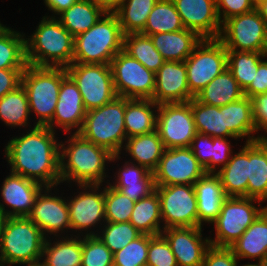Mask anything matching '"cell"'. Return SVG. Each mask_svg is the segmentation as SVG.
I'll return each instance as SVG.
<instances>
[{"mask_svg":"<svg viewBox=\"0 0 267 266\" xmlns=\"http://www.w3.org/2000/svg\"><path fill=\"white\" fill-rule=\"evenodd\" d=\"M54 131L47 126H36L28 134L12 139L6 146L8 162L12 173L34 180L46 191L61 182L60 148L56 144Z\"/></svg>","mask_w":267,"mask_h":266,"instance_id":"1","label":"cell"},{"mask_svg":"<svg viewBox=\"0 0 267 266\" xmlns=\"http://www.w3.org/2000/svg\"><path fill=\"white\" fill-rule=\"evenodd\" d=\"M69 141L68 148L63 147L60 154L61 181L74 179L82 188L98 189L105 177V161H112L118 155L90 142L80 133L75 132ZM67 156L68 162L65 164L63 160Z\"/></svg>","mask_w":267,"mask_h":266,"instance_id":"2","label":"cell"},{"mask_svg":"<svg viewBox=\"0 0 267 266\" xmlns=\"http://www.w3.org/2000/svg\"><path fill=\"white\" fill-rule=\"evenodd\" d=\"M44 235L28 217H5L0 236V266L39 264L46 240Z\"/></svg>","mask_w":267,"mask_h":266,"instance_id":"3","label":"cell"},{"mask_svg":"<svg viewBox=\"0 0 267 266\" xmlns=\"http://www.w3.org/2000/svg\"><path fill=\"white\" fill-rule=\"evenodd\" d=\"M88 31L74 38L73 63L110 64L123 50L124 34L114 12H106Z\"/></svg>","mask_w":267,"mask_h":266,"instance_id":"4","label":"cell"},{"mask_svg":"<svg viewBox=\"0 0 267 266\" xmlns=\"http://www.w3.org/2000/svg\"><path fill=\"white\" fill-rule=\"evenodd\" d=\"M50 19L44 17L30 38L31 41L26 40V61L33 66L66 68L73 63L74 37L59 20ZM49 57L52 59L51 64Z\"/></svg>","mask_w":267,"mask_h":266,"instance_id":"5","label":"cell"},{"mask_svg":"<svg viewBox=\"0 0 267 266\" xmlns=\"http://www.w3.org/2000/svg\"><path fill=\"white\" fill-rule=\"evenodd\" d=\"M65 67L33 66L27 64L22 74L30 112L39 115L36 126H47L54 116L60 85L67 76Z\"/></svg>","mask_w":267,"mask_h":266,"instance_id":"6","label":"cell"},{"mask_svg":"<svg viewBox=\"0 0 267 266\" xmlns=\"http://www.w3.org/2000/svg\"><path fill=\"white\" fill-rule=\"evenodd\" d=\"M124 115L125 98L117 96L108 104L87 111L79 133L113 155H119L123 140L127 138Z\"/></svg>","mask_w":267,"mask_h":266,"instance_id":"7","label":"cell"},{"mask_svg":"<svg viewBox=\"0 0 267 266\" xmlns=\"http://www.w3.org/2000/svg\"><path fill=\"white\" fill-rule=\"evenodd\" d=\"M258 200L249 197L227 196L222 203L221 211L214 221L216 239L210 240V245L230 247L236 242L245 230L267 208H256L252 201Z\"/></svg>","mask_w":267,"mask_h":266,"instance_id":"8","label":"cell"},{"mask_svg":"<svg viewBox=\"0 0 267 266\" xmlns=\"http://www.w3.org/2000/svg\"><path fill=\"white\" fill-rule=\"evenodd\" d=\"M66 70L77 84L86 111L108 104L117 97L110 64L72 63Z\"/></svg>","mask_w":267,"mask_h":266,"instance_id":"9","label":"cell"},{"mask_svg":"<svg viewBox=\"0 0 267 266\" xmlns=\"http://www.w3.org/2000/svg\"><path fill=\"white\" fill-rule=\"evenodd\" d=\"M184 62L189 90L195 97L227 68V50L219 39H202Z\"/></svg>","mask_w":267,"mask_h":266,"instance_id":"10","label":"cell"},{"mask_svg":"<svg viewBox=\"0 0 267 266\" xmlns=\"http://www.w3.org/2000/svg\"><path fill=\"white\" fill-rule=\"evenodd\" d=\"M113 84L117 96L128 99H152L155 73L123 50L111 60Z\"/></svg>","mask_w":267,"mask_h":266,"instance_id":"11","label":"cell"},{"mask_svg":"<svg viewBox=\"0 0 267 266\" xmlns=\"http://www.w3.org/2000/svg\"><path fill=\"white\" fill-rule=\"evenodd\" d=\"M221 31L226 50L267 53V26L256 9L229 18Z\"/></svg>","mask_w":267,"mask_h":266,"instance_id":"12","label":"cell"},{"mask_svg":"<svg viewBox=\"0 0 267 266\" xmlns=\"http://www.w3.org/2000/svg\"><path fill=\"white\" fill-rule=\"evenodd\" d=\"M156 130L165 149L187 148L197 134L191 100L182 103H164L157 106Z\"/></svg>","mask_w":267,"mask_h":266,"instance_id":"13","label":"cell"},{"mask_svg":"<svg viewBox=\"0 0 267 266\" xmlns=\"http://www.w3.org/2000/svg\"><path fill=\"white\" fill-rule=\"evenodd\" d=\"M164 229L198 227L197 198L193 185L156 186Z\"/></svg>","mask_w":267,"mask_h":266,"instance_id":"14","label":"cell"},{"mask_svg":"<svg viewBox=\"0 0 267 266\" xmlns=\"http://www.w3.org/2000/svg\"><path fill=\"white\" fill-rule=\"evenodd\" d=\"M205 174L204 167L189 147L165 149L153 171L155 186L193 185Z\"/></svg>","mask_w":267,"mask_h":266,"instance_id":"15","label":"cell"},{"mask_svg":"<svg viewBox=\"0 0 267 266\" xmlns=\"http://www.w3.org/2000/svg\"><path fill=\"white\" fill-rule=\"evenodd\" d=\"M185 29L196 32L202 39H218L221 21L215 0H172Z\"/></svg>","mask_w":267,"mask_h":266,"instance_id":"16","label":"cell"},{"mask_svg":"<svg viewBox=\"0 0 267 266\" xmlns=\"http://www.w3.org/2000/svg\"><path fill=\"white\" fill-rule=\"evenodd\" d=\"M193 98L187 82L185 62L165 61L155 73V90L152 100L160 105L189 102Z\"/></svg>","mask_w":267,"mask_h":266,"instance_id":"17","label":"cell"},{"mask_svg":"<svg viewBox=\"0 0 267 266\" xmlns=\"http://www.w3.org/2000/svg\"><path fill=\"white\" fill-rule=\"evenodd\" d=\"M201 227H179L164 229L165 239L175 255L178 266H202L210 241L201 238ZM205 243V244H204Z\"/></svg>","mask_w":267,"mask_h":266,"instance_id":"18","label":"cell"},{"mask_svg":"<svg viewBox=\"0 0 267 266\" xmlns=\"http://www.w3.org/2000/svg\"><path fill=\"white\" fill-rule=\"evenodd\" d=\"M86 112L77 84L67 75L61 82L54 116L47 127L54 131L53 122L56 119V124L62 126L66 132L72 127L80 126L76 131L79 133L83 127Z\"/></svg>","mask_w":267,"mask_h":266,"instance_id":"19","label":"cell"},{"mask_svg":"<svg viewBox=\"0 0 267 266\" xmlns=\"http://www.w3.org/2000/svg\"><path fill=\"white\" fill-rule=\"evenodd\" d=\"M41 187V183L11 172V176L4 180L2 197L13 208V212L3 211L4 216L28 217Z\"/></svg>","mask_w":267,"mask_h":266,"instance_id":"20","label":"cell"},{"mask_svg":"<svg viewBox=\"0 0 267 266\" xmlns=\"http://www.w3.org/2000/svg\"><path fill=\"white\" fill-rule=\"evenodd\" d=\"M40 193L28 218L42 231L53 234L62 228H71L68 204L60 197Z\"/></svg>","mask_w":267,"mask_h":266,"instance_id":"21","label":"cell"},{"mask_svg":"<svg viewBox=\"0 0 267 266\" xmlns=\"http://www.w3.org/2000/svg\"><path fill=\"white\" fill-rule=\"evenodd\" d=\"M248 142L247 197L267 199V137H251Z\"/></svg>","mask_w":267,"mask_h":266,"instance_id":"22","label":"cell"},{"mask_svg":"<svg viewBox=\"0 0 267 266\" xmlns=\"http://www.w3.org/2000/svg\"><path fill=\"white\" fill-rule=\"evenodd\" d=\"M193 186L197 198L198 227H201L202 221L213 223L227 197L219 177L216 174L206 173Z\"/></svg>","mask_w":267,"mask_h":266,"instance_id":"23","label":"cell"},{"mask_svg":"<svg viewBox=\"0 0 267 266\" xmlns=\"http://www.w3.org/2000/svg\"><path fill=\"white\" fill-rule=\"evenodd\" d=\"M149 36L165 61H185L202 40L196 32L189 29Z\"/></svg>","mask_w":267,"mask_h":266,"instance_id":"24","label":"cell"},{"mask_svg":"<svg viewBox=\"0 0 267 266\" xmlns=\"http://www.w3.org/2000/svg\"><path fill=\"white\" fill-rule=\"evenodd\" d=\"M70 225L74 229L89 228L105 219V189L102 193H80L68 203Z\"/></svg>","mask_w":267,"mask_h":266,"instance_id":"25","label":"cell"},{"mask_svg":"<svg viewBox=\"0 0 267 266\" xmlns=\"http://www.w3.org/2000/svg\"><path fill=\"white\" fill-rule=\"evenodd\" d=\"M230 248L239 259L259 257L267 259V208L245 230L241 237Z\"/></svg>","mask_w":267,"mask_h":266,"instance_id":"26","label":"cell"},{"mask_svg":"<svg viewBox=\"0 0 267 266\" xmlns=\"http://www.w3.org/2000/svg\"><path fill=\"white\" fill-rule=\"evenodd\" d=\"M242 97H244V90L239 86L228 68L195 96L199 102L217 107L227 105Z\"/></svg>","mask_w":267,"mask_h":266,"instance_id":"27","label":"cell"},{"mask_svg":"<svg viewBox=\"0 0 267 266\" xmlns=\"http://www.w3.org/2000/svg\"><path fill=\"white\" fill-rule=\"evenodd\" d=\"M226 196L247 197L248 142L244 148L216 173Z\"/></svg>","mask_w":267,"mask_h":266,"instance_id":"28","label":"cell"},{"mask_svg":"<svg viewBox=\"0 0 267 266\" xmlns=\"http://www.w3.org/2000/svg\"><path fill=\"white\" fill-rule=\"evenodd\" d=\"M152 99L125 98V130L127 138L156 130L157 115L150 106H157Z\"/></svg>","mask_w":267,"mask_h":266,"instance_id":"29","label":"cell"},{"mask_svg":"<svg viewBox=\"0 0 267 266\" xmlns=\"http://www.w3.org/2000/svg\"><path fill=\"white\" fill-rule=\"evenodd\" d=\"M106 10L90 0H78L67 10L60 13L61 25L75 38L88 31Z\"/></svg>","mask_w":267,"mask_h":266,"instance_id":"30","label":"cell"},{"mask_svg":"<svg viewBox=\"0 0 267 266\" xmlns=\"http://www.w3.org/2000/svg\"><path fill=\"white\" fill-rule=\"evenodd\" d=\"M191 110L194 117L197 133L208 135L213 138H236L225 127V105L221 107L203 104L195 97L191 100Z\"/></svg>","mask_w":267,"mask_h":266,"instance_id":"31","label":"cell"},{"mask_svg":"<svg viewBox=\"0 0 267 266\" xmlns=\"http://www.w3.org/2000/svg\"><path fill=\"white\" fill-rule=\"evenodd\" d=\"M126 150L137 160L138 164L153 172L165 150L157 130L127 138Z\"/></svg>","mask_w":267,"mask_h":266,"instance_id":"32","label":"cell"},{"mask_svg":"<svg viewBox=\"0 0 267 266\" xmlns=\"http://www.w3.org/2000/svg\"><path fill=\"white\" fill-rule=\"evenodd\" d=\"M160 200L155 190L149 196L135 202L129 222L142 234L158 235L162 234L159 227Z\"/></svg>","mask_w":267,"mask_h":266,"instance_id":"33","label":"cell"},{"mask_svg":"<svg viewBox=\"0 0 267 266\" xmlns=\"http://www.w3.org/2000/svg\"><path fill=\"white\" fill-rule=\"evenodd\" d=\"M123 51L154 73L165 62L153 45L150 36L142 33L125 34L123 37Z\"/></svg>","mask_w":267,"mask_h":266,"instance_id":"34","label":"cell"},{"mask_svg":"<svg viewBox=\"0 0 267 266\" xmlns=\"http://www.w3.org/2000/svg\"><path fill=\"white\" fill-rule=\"evenodd\" d=\"M158 0H122L113 11L119 20L123 34L140 33Z\"/></svg>","mask_w":267,"mask_h":266,"instance_id":"35","label":"cell"},{"mask_svg":"<svg viewBox=\"0 0 267 266\" xmlns=\"http://www.w3.org/2000/svg\"><path fill=\"white\" fill-rule=\"evenodd\" d=\"M185 29L181 17L172 0H158L150 12L144 29V35L175 32Z\"/></svg>","mask_w":267,"mask_h":266,"instance_id":"36","label":"cell"},{"mask_svg":"<svg viewBox=\"0 0 267 266\" xmlns=\"http://www.w3.org/2000/svg\"><path fill=\"white\" fill-rule=\"evenodd\" d=\"M0 23V69L26 68V40Z\"/></svg>","mask_w":267,"mask_h":266,"instance_id":"37","label":"cell"},{"mask_svg":"<svg viewBox=\"0 0 267 266\" xmlns=\"http://www.w3.org/2000/svg\"><path fill=\"white\" fill-rule=\"evenodd\" d=\"M225 127L236 137L249 135L256 130L252 116L251 99L247 96L225 105Z\"/></svg>","mask_w":267,"mask_h":266,"instance_id":"38","label":"cell"},{"mask_svg":"<svg viewBox=\"0 0 267 266\" xmlns=\"http://www.w3.org/2000/svg\"><path fill=\"white\" fill-rule=\"evenodd\" d=\"M45 240L42 257L47 255L40 266H81L82 264V240H60L53 247Z\"/></svg>","mask_w":267,"mask_h":266,"instance_id":"39","label":"cell"},{"mask_svg":"<svg viewBox=\"0 0 267 266\" xmlns=\"http://www.w3.org/2000/svg\"><path fill=\"white\" fill-rule=\"evenodd\" d=\"M266 55L262 52L227 50V68L243 90L253 81L261 62L260 57Z\"/></svg>","mask_w":267,"mask_h":266,"instance_id":"40","label":"cell"},{"mask_svg":"<svg viewBox=\"0 0 267 266\" xmlns=\"http://www.w3.org/2000/svg\"><path fill=\"white\" fill-rule=\"evenodd\" d=\"M30 113L26 91L22 85L0 99V118L11 126H25Z\"/></svg>","mask_w":267,"mask_h":266,"instance_id":"41","label":"cell"},{"mask_svg":"<svg viewBox=\"0 0 267 266\" xmlns=\"http://www.w3.org/2000/svg\"><path fill=\"white\" fill-rule=\"evenodd\" d=\"M135 201L111 185L105 188V221L129 222Z\"/></svg>","mask_w":267,"mask_h":266,"instance_id":"42","label":"cell"},{"mask_svg":"<svg viewBox=\"0 0 267 266\" xmlns=\"http://www.w3.org/2000/svg\"><path fill=\"white\" fill-rule=\"evenodd\" d=\"M151 235L142 234L113 254V266H146Z\"/></svg>","mask_w":267,"mask_h":266,"instance_id":"43","label":"cell"},{"mask_svg":"<svg viewBox=\"0 0 267 266\" xmlns=\"http://www.w3.org/2000/svg\"><path fill=\"white\" fill-rule=\"evenodd\" d=\"M107 223L103 236L98 238L113 254L142 235L130 222Z\"/></svg>","mask_w":267,"mask_h":266,"instance_id":"44","label":"cell"},{"mask_svg":"<svg viewBox=\"0 0 267 266\" xmlns=\"http://www.w3.org/2000/svg\"><path fill=\"white\" fill-rule=\"evenodd\" d=\"M81 266H113V253L98 235L89 233L82 240Z\"/></svg>","mask_w":267,"mask_h":266,"instance_id":"45","label":"cell"},{"mask_svg":"<svg viewBox=\"0 0 267 266\" xmlns=\"http://www.w3.org/2000/svg\"><path fill=\"white\" fill-rule=\"evenodd\" d=\"M146 266H178L175 255L162 234L151 236Z\"/></svg>","mask_w":267,"mask_h":266,"instance_id":"46","label":"cell"},{"mask_svg":"<svg viewBox=\"0 0 267 266\" xmlns=\"http://www.w3.org/2000/svg\"><path fill=\"white\" fill-rule=\"evenodd\" d=\"M189 148L198 162L204 167L205 172L212 173L213 137L197 133Z\"/></svg>","mask_w":267,"mask_h":266,"instance_id":"47","label":"cell"},{"mask_svg":"<svg viewBox=\"0 0 267 266\" xmlns=\"http://www.w3.org/2000/svg\"><path fill=\"white\" fill-rule=\"evenodd\" d=\"M237 259L230 247L210 245L205 252L202 266H237Z\"/></svg>","mask_w":267,"mask_h":266,"instance_id":"48","label":"cell"},{"mask_svg":"<svg viewBox=\"0 0 267 266\" xmlns=\"http://www.w3.org/2000/svg\"><path fill=\"white\" fill-rule=\"evenodd\" d=\"M219 19L224 23L231 17L251 12L255 9L254 0H215ZM221 7L223 20H221ZM225 9V10H224Z\"/></svg>","mask_w":267,"mask_h":266,"instance_id":"49","label":"cell"},{"mask_svg":"<svg viewBox=\"0 0 267 266\" xmlns=\"http://www.w3.org/2000/svg\"><path fill=\"white\" fill-rule=\"evenodd\" d=\"M118 182L115 185H133L139 182H155L153 172H150L146 167L127 166L124 170L118 173Z\"/></svg>","mask_w":267,"mask_h":266,"instance_id":"50","label":"cell"},{"mask_svg":"<svg viewBox=\"0 0 267 266\" xmlns=\"http://www.w3.org/2000/svg\"><path fill=\"white\" fill-rule=\"evenodd\" d=\"M24 70L25 68L0 69V99L21 85Z\"/></svg>","mask_w":267,"mask_h":266,"instance_id":"51","label":"cell"},{"mask_svg":"<svg viewBox=\"0 0 267 266\" xmlns=\"http://www.w3.org/2000/svg\"><path fill=\"white\" fill-rule=\"evenodd\" d=\"M112 187L121 191L124 195L135 202L149 196L156 188L155 182H139V184L133 185H113Z\"/></svg>","mask_w":267,"mask_h":266,"instance_id":"52","label":"cell"},{"mask_svg":"<svg viewBox=\"0 0 267 266\" xmlns=\"http://www.w3.org/2000/svg\"><path fill=\"white\" fill-rule=\"evenodd\" d=\"M267 93V61H261L253 81L244 90V96L250 99L258 94Z\"/></svg>","mask_w":267,"mask_h":266,"instance_id":"53","label":"cell"},{"mask_svg":"<svg viewBox=\"0 0 267 266\" xmlns=\"http://www.w3.org/2000/svg\"><path fill=\"white\" fill-rule=\"evenodd\" d=\"M252 116L256 130L267 125V93L258 94L251 98Z\"/></svg>","mask_w":267,"mask_h":266,"instance_id":"54","label":"cell"},{"mask_svg":"<svg viewBox=\"0 0 267 266\" xmlns=\"http://www.w3.org/2000/svg\"><path fill=\"white\" fill-rule=\"evenodd\" d=\"M231 153L229 142L226 138H213V151H212V174L215 170V165L223 164L224 167L230 160L229 154Z\"/></svg>","mask_w":267,"mask_h":266,"instance_id":"55","label":"cell"},{"mask_svg":"<svg viewBox=\"0 0 267 266\" xmlns=\"http://www.w3.org/2000/svg\"><path fill=\"white\" fill-rule=\"evenodd\" d=\"M78 0H45V4L51 9L53 12L60 14L64 10H67Z\"/></svg>","mask_w":267,"mask_h":266,"instance_id":"56","label":"cell"},{"mask_svg":"<svg viewBox=\"0 0 267 266\" xmlns=\"http://www.w3.org/2000/svg\"><path fill=\"white\" fill-rule=\"evenodd\" d=\"M94 4L103 7L107 12H113L122 0H90Z\"/></svg>","mask_w":267,"mask_h":266,"instance_id":"57","label":"cell"},{"mask_svg":"<svg viewBox=\"0 0 267 266\" xmlns=\"http://www.w3.org/2000/svg\"><path fill=\"white\" fill-rule=\"evenodd\" d=\"M255 9L259 12L260 17L265 21L267 26V0L260 1L256 6Z\"/></svg>","mask_w":267,"mask_h":266,"instance_id":"58","label":"cell"},{"mask_svg":"<svg viewBox=\"0 0 267 266\" xmlns=\"http://www.w3.org/2000/svg\"><path fill=\"white\" fill-rule=\"evenodd\" d=\"M3 206L4 205L0 203V236H1L2 225H3L4 219H5V216L2 213L5 210V208Z\"/></svg>","mask_w":267,"mask_h":266,"instance_id":"59","label":"cell"},{"mask_svg":"<svg viewBox=\"0 0 267 266\" xmlns=\"http://www.w3.org/2000/svg\"><path fill=\"white\" fill-rule=\"evenodd\" d=\"M257 266H267V259L259 261V263L257 264Z\"/></svg>","mask_w":267,"mask_h":266,"instance_id":"60","label":"cell"},{"mask_svg":"<svg viewBox=\"0 0 267 266\" xmlns=\"http://www.w3.org/2000/svg\"><path fill=\"white\" fill-rule=\"evenodd\" d=\"M260 1H265V0H254L255 6H256Z\"/></svg>","mask_w":267,"mask_h":266,"instance_id":"61","label":"cell"},{"mask_svg":"<svg viewBox=\"0 0 267 266\" xmlns=\"http://www.w3.org/2000/svg\"><path fill=\"white\" fill-rule=\"evenodd\" d=\"M244 266H257V264H248V265H244Z\"/></svg>","mask_w":267,"mask_h":266,"instance_id":"62","label":"cell"}]
</instances>
